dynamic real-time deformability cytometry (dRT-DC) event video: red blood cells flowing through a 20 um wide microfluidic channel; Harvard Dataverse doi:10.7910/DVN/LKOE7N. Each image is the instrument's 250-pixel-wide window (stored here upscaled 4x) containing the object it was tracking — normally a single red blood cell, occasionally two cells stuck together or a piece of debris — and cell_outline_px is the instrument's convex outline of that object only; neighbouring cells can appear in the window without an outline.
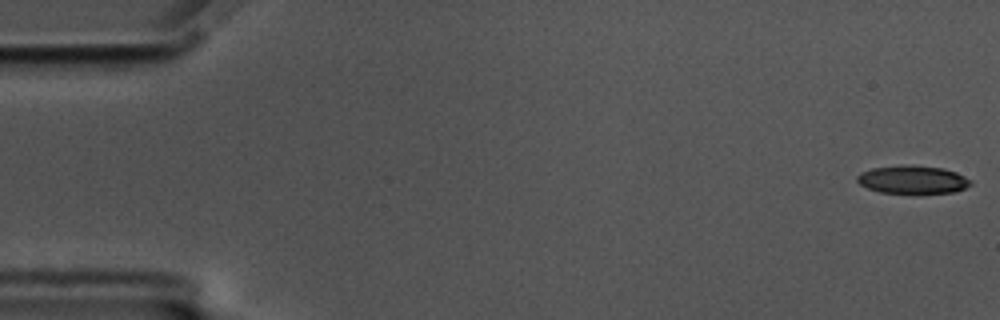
{"species": "common noctule bat (a hibernating species)", "species_latin": "Nyctalus noctula", "temperature_condition": "cold", "stored_images_in_passage": 18, "camera_frame_rate_fps": 3000, "um_per_image_px": 0.085, "animal": {"sex": "male", "body_mass_g": 17.5, "forearm_length_mm": 52.3}, "frame": {"image": 1, "passage_image": 1, "time_ms": 0.0, "image_size_px": [1000, 320], "cell_outline_px": [[972, 184], [956, 192], [880, 192], [868, 188], [860, 184], [856, 180], [856, 176], [860, 172], [872, 168], [944, 168], [956, 172], [972, 180]], "centroid_in_image_um": [77.6, 15.31], "position_along_channel_um": 7.4, "area_um2": 17.4}}
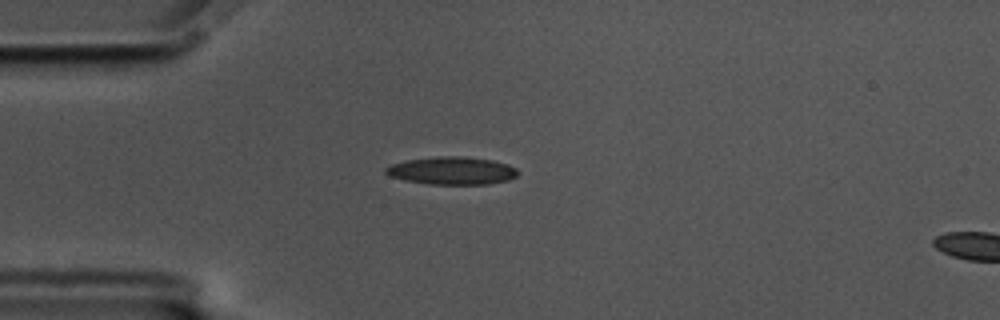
{"frame": {"image": 2, "passage_image": 15, "time_ms": 4.667, "image_size_px": [1000, 320], "cell_outline_px": [[520, 172], [516, 176], [508, 180], [488, 184], [428, 184], [404, 180], [388, 176], [384, 172], [384, 168], [392, 164], [408, 160], [440, 156], [460, 156], [492, 160], [508, 164], [516, 168]], "centroid_in_image_um": [38.41, 14.51], "position_along_channel_um": 46.6, "area_um2": 21.39}}